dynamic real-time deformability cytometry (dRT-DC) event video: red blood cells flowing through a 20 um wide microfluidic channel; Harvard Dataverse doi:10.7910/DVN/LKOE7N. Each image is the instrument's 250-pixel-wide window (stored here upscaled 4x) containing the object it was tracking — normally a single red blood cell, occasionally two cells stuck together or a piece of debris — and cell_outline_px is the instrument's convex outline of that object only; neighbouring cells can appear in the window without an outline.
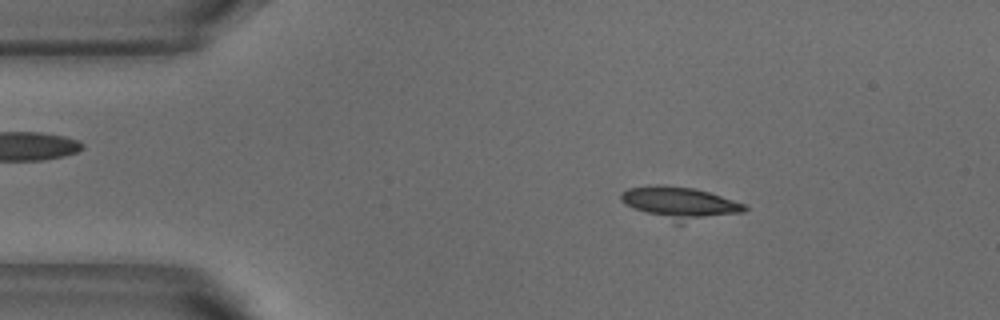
{"species": "common noctule bat (a hibernating species)", "species_latin": "Nyctalus noctula", "temperature_condition": "warm", "stored_images_in_passage": 52, "camera_frame_rate_fps": 3000, "um_per_image_px": 0.085, "animal": {"sex": "male", "body_mass_g": 18.8}, "frame": {"image": 1, "passage_image": 8, "time_ms": 2.333, "image_size_px": [1000, 320], "cell_outline_px": [[748, 208], [744, 212], [680, 224], [672, 224], [624, 204], [620, 200], [620, 192], [628, 188], [656, 184], [660, 184], [692, 188], [708, 192], [744, 204]], "centroid_in_image_um": [57.73, 17.28], "position_along_channel_um": 27.3, "area_um2": 23.52}}
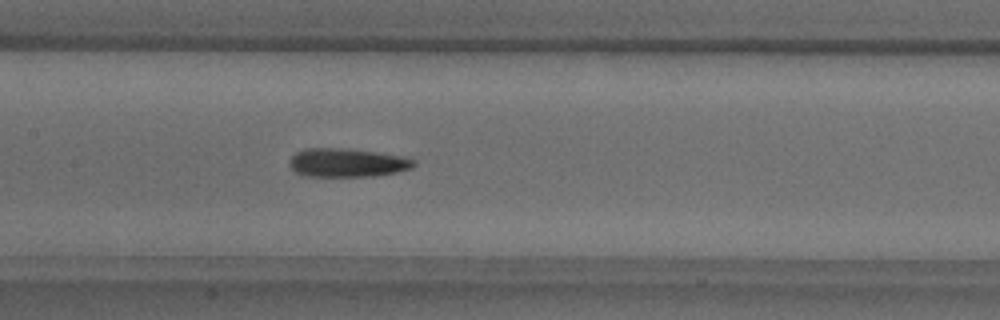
{"frame": {"image": 2, "passage_image": 24, "time_ms": 7.667, "image_size_px": [1000, 320], "cell_outline_px": [[416, 164], [412, 168], [396, 172], [376, 176], [304, 176], [296, 172], [288, 164], [288, 160], [296, 152], [304, 148], [344, 148], [400, 156], [416, 160]], "centroid_in_image_um": [29.47, 13.83], "position_along_channel_um": 177.9, "area_um2": 20.69}}
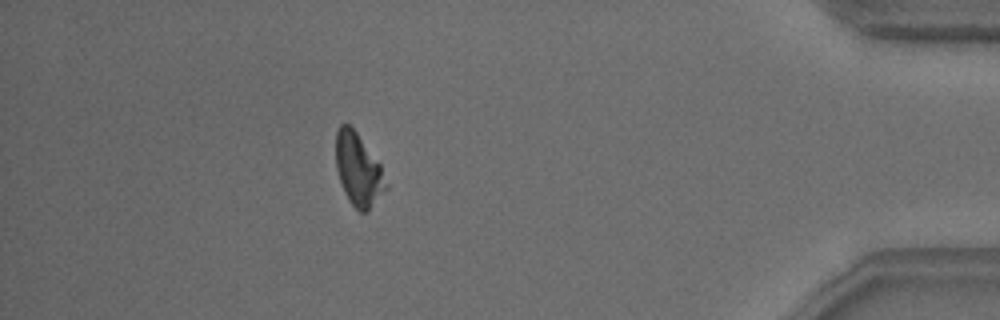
{"frame": {"image": 3, "passage_image": 46, "time_ms": 15.0, "image_size_px": [1000, 320], "cell_outline_px": [[388, 188], [368, 212], [360, 212], [352, 204], [344, 192], [336, 168], [336, 132], [340, 124], [348, 124], [356, 132], [380, 164], [388, 184]], "centroid_in_image_um": [30.47, 14.45], "position_along_channel_um": 404.7, "area_um2": 21.04}, "authors_computed_cell_mechanics": {"area_um2": 21.3282, "velocity_mm_per_s": 3.7863, "shape_relaxation_time_tau1_ms": 5.8903, "shape_relaxation_time_tau2_ms": 9.478, "deformation_change_tau1": 0.1631, "deformation_change_tau2": 0.219}}